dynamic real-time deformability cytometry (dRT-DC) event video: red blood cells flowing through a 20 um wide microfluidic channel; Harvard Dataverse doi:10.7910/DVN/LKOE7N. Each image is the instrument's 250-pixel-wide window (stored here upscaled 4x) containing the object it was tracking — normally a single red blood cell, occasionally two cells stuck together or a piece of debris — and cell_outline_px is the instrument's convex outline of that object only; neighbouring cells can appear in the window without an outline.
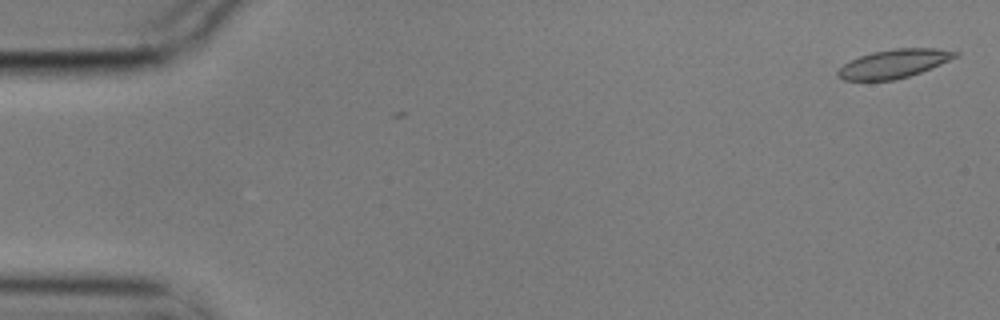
{"species": "common noctule bat (a hibernating species)", "species_latin": "Nyctalus noctula", "temperature_condition": "cold", "stored_images_in_passage": 2, "camera_frame_rate_fps": 3000, "um_per_image_px": 0.085, "animal": {"sex": "male", "body_mass_g": 17.9}, "frame": {"image": 1, "passage_image": 2, "time_ms": 0.333, "image_size_px": [1000, 320], "cell_outline_px": [[960, 52], [956, 56], [940, 64], [920, 72], [908, 76], [892, 80], [844, 80], [836, 72], [844, 64], [860, 56], [872, 52], [896, 48], [936, 48]], "centroid_in_image_um": [75.98, 5.4], "position_along_channel_um": 9.0, "area_um2": 19.13}}